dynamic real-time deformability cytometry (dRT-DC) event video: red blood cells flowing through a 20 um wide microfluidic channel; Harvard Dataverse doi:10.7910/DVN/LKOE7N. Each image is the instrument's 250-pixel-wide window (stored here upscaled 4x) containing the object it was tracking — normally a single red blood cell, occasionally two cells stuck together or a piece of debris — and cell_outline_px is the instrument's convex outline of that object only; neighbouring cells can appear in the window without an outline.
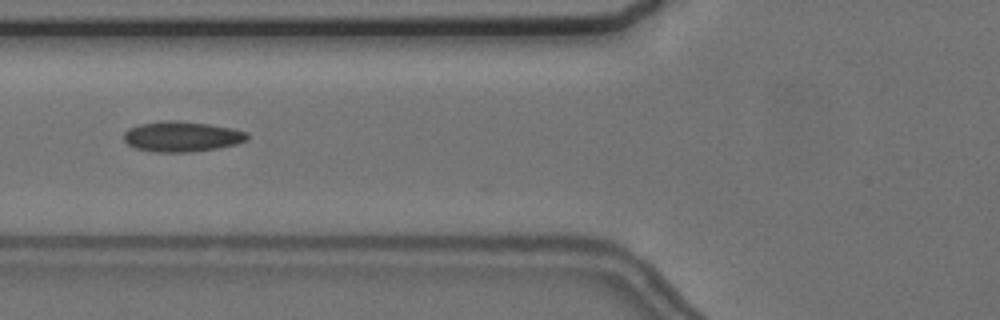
{"species": "common noctule bat (a hibernating species)", "species_latin": "Nyctalus noctula", "temperature_condition": "cold", "stored_images_in_passage": 8, "camera_frame_rate_fps": 3000, "um_per_image_px": 0.085, "animal": {"sex": "female", "body_mass_g": 24.6, "forearm_length_mm": 56.2}, "frame": {"image": 1, "passage_image": 6, "time_ms": 6.667, "image_size_px": [1000, 320], "cell_outline_px": [[248, 140], [236, 144], [216, 148], [192, 152], [156, 152], [136, 148], [128, 144], [124, 140], [124, 132], [128, 128], [140, 124], [160, 120], [176, 120], [208, 124], [232, 128], [248, 132]], "centroid_in_image_um": [15.45, 11.6], "position_along_channel_um": 110.3, "area_um2": 21.91}}